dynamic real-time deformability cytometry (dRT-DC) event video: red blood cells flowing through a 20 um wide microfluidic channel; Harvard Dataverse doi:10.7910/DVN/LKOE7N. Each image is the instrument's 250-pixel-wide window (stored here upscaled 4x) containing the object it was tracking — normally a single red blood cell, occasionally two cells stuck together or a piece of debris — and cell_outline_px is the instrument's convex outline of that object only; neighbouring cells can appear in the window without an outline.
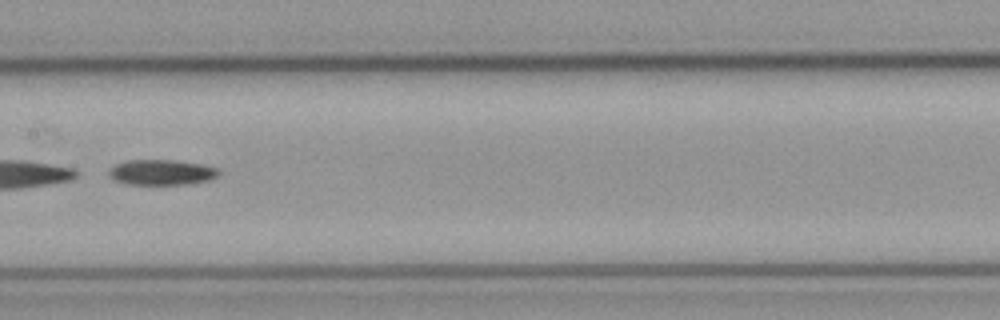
{"species": "common noctule bat (a hibernating species)", "species_latin": "Nyctalus noctula", "temperature_condition": "cold", "stored_images_in_passage": 48, "segment_of_instrument_passage": [2, 2], "camera_frame_rate_fps": 3000, "um_per_image_px": 0.085, "animal": {"sex": "male", "body_mass_g": 23.1, "forearm_length_mm": 52.7}, "frame": {"image": 1, "passage_image": 22, "time_ms": 7.0, "image_size_px": [1000, 320], "cell_outline_px": [[220, 172], [216, 176], [208, 180], [188, 184], [128, 184], [112, 180], [108, 176], [108, 172], [116, 164], [128, 160], [176, 160], [200, 164], [216, 168]], "centroid_in_image_um": [13.69, 14.65], "position_along_channel_um": 193.7, "area_um2": 16.13}}
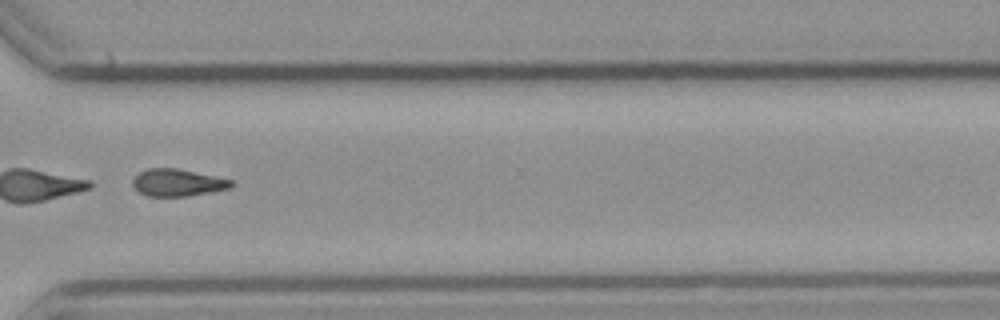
{"frame": {"image": 2, "passage_image": 35, "time_ms": 11.333, "image_size_px": [1000, 320], "cell_outline_px": [[236, 184], [228, 188], [212, 192], [188, 196], [148, 196], [140, 192], [132, 184], [132, 180], [140, 172], [148, 168], [176, 168], [236, 180]], "centroid_in_image_um": [15.16, 15.52], "position_along_channel_um": 355.4, "area_um2": 15.66}}